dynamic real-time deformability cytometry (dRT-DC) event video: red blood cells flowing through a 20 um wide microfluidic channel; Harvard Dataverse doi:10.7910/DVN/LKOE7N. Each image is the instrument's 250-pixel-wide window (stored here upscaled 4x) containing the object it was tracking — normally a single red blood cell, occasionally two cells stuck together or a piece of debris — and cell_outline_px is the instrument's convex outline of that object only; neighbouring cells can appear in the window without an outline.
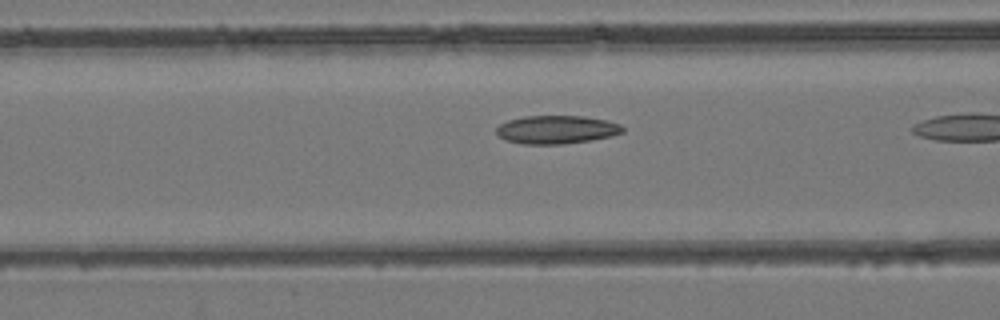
{"species": "common noctule bat (a hibernating species)", "species_latin": "Nyctalus noctula", "temperature_condition": "room temperature", "stored_images_in_passage": 8, "camera_frame_rate_fps": 3000, "um_per_image_px": 0.085, "animal": {"sex": "female", "body_mass_g": 24.6, "forearm_length_mm": 56.2}, "frame": {"image": 1, "passage_image": 7, "time_ms": 2.0, "image_size_px": [1000, 320], "cell_outline_px": [[624, 132], [612, 136], [564, 144], [524, 144], [508, 140], [500, 136], [496, 132], [496, 128], [500, 124], [508, 120], [524, 116], [584, 116], [608, 120], [620, 124], [624, 128]], "centroid_in_image_um": [47.34, 11.01], "position_along_channel_um": 119.3, "area_um2": 20.75}}